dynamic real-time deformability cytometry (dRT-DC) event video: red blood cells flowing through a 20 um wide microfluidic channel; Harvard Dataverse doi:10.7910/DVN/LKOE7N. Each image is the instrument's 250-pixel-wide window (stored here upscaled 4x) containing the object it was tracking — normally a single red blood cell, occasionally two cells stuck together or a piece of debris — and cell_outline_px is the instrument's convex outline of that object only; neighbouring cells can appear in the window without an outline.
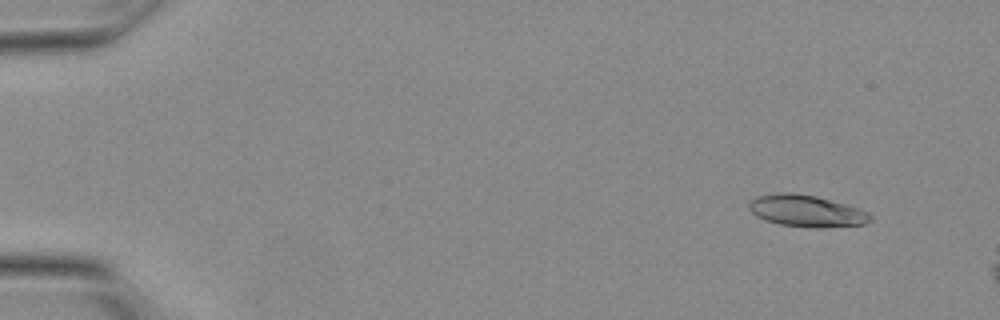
{"species": "Egyptian fruit bat (a non-hibernating species)", "species_latin": "Rousettus aegyptiacus", "temperature_condition": "warm", "stored_images_in_passage": 5, "camera_frame_rate_fps": 3000, "um_per_image_px": 0.085, "animal": {"sex": "female"}, "frame": {"image": 1, "passage_image": 2, "time_ms": 0.333, "image_size_px": [1000, 320], "cell_outline_px": [[872, 220], [864, 224], [820, 228], [812, 228], [780, 224], [764, 220], [756, 216], [748, 208], [748, 204], [752, 200], [760, 196], [784, 192], [792, 192], [816, 196], [844, 204], [868, 212], [872, 216]], "centroid_in_image_um": [68.55, 17.94], "position_along_channel_um": 16.5, "area_um2": 22.25}}